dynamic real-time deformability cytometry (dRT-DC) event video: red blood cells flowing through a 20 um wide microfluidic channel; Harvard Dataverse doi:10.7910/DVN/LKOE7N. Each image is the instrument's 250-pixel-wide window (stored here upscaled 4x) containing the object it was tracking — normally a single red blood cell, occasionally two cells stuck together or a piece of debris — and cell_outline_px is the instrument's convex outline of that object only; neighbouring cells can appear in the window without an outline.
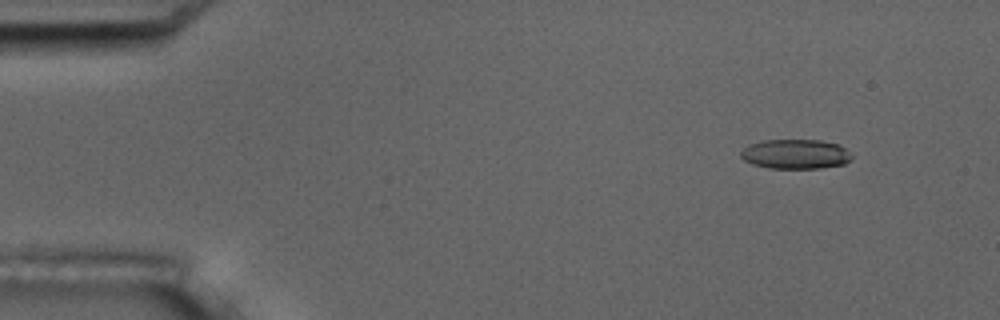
{"species": "common noctule bat (a hibernating species)", "species_latin": "Nyctalus noctula", "temperature_condition": "room temperature", "stored_images_in_passage": 5, "camera_frame_rate_fps": 3000, "um_per_image_px": 0.085, "animal": {"sex": "male", "body_mass_g": 17.5, "forearm_length_mm": 52.3}, "frame": {"image": 1, "passage_image": 2, "time_ms": 1.0, "image_size_px": [1000, 320], "cell_outline_px": [[852, 160], [844, 164], [820, 168], [768, 168], [752, 164], [744, 160], [740, 156], [740, 152], [748, 144], [764, 140], [820, 140], [840, 144], [852, 156]], "centroid_in_image_um": [67.61, 13.09], "position_along_channel_um": 17.4, "area_um2": 19.25}}